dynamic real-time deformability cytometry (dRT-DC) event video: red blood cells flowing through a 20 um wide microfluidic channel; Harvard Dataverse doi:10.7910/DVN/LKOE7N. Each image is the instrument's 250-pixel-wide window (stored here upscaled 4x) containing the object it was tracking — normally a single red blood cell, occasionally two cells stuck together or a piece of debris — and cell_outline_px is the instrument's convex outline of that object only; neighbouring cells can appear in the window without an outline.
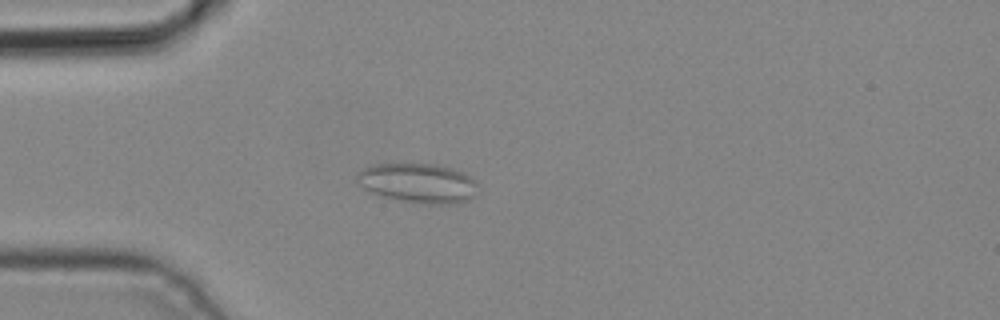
{"species": "common noctule bat (a hibernating species)", "species_latin": "Nyctalus noctula", "temperature_condition": "cold", "stored_images_in_passage": 3, "camera_frame_rate_fps": 3000, "um_per_image_px": 0.085, "animal": {"sex": "male", "body_mass_g": 19.2, "forearm_length_mm": 51.8}, "frame": {"image": 1, "passage_image": 3, "time_ms": 0.667, "image_size_px": [1000, 320], "cell_outline_px": [[476, 196], [452, 204], [420, 204], [380, 196], [364, 188], [356, 180], [360, 172], [364, 168], [372, 164], [436, 164], [452, 168], [464, 172], [476, 184]], "centroid_in_image_um": [35.53, 15.57], "position_along_channel_um": 49.5, "area_um2": 27.69}}